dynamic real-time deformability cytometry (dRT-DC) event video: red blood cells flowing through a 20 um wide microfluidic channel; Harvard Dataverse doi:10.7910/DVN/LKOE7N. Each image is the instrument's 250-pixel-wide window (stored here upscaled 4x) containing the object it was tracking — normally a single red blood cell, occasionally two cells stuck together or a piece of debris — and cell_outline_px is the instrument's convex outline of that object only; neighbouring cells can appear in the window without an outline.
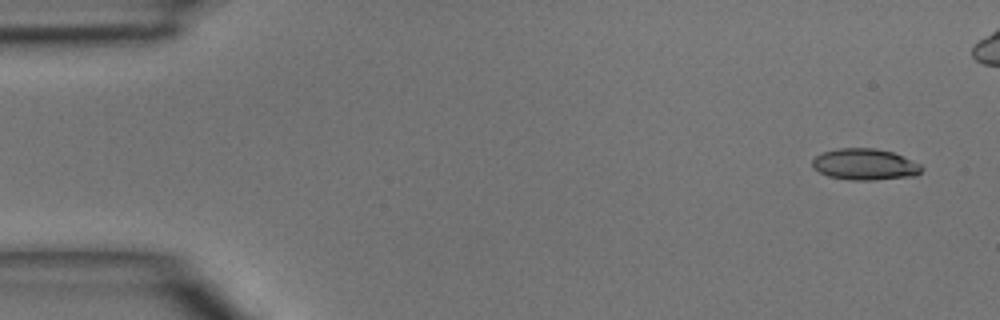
{"species": "common noctule bat (a hibernating species)", "species_latin": "Nyctalus noctula", "temperature_condition": "room temperature", "stored_images_in_passage": 4, "camera_frame_rate_fps": 3000, "um_per_image_px": 0.085, "animal": {"sex": "male", "body_mass_g": 15.6}, "frame": {"image": 1, "passage_image": 1, "time_ms": 0.0, "image_size_px": [1000, 320], "cell_outline_px": [[924, 168], [916, 176], [876, 180], [852, 180], [828, 176], [812, 168], [812, 160], [816, 156], [824, 152], [840, 148], [872, 148], [892, 152], [920, 164]], "centroid_in_image_um": [73.52, 13.98], "position_along_channel_um": 11.5, "area_um2": 19.88}}